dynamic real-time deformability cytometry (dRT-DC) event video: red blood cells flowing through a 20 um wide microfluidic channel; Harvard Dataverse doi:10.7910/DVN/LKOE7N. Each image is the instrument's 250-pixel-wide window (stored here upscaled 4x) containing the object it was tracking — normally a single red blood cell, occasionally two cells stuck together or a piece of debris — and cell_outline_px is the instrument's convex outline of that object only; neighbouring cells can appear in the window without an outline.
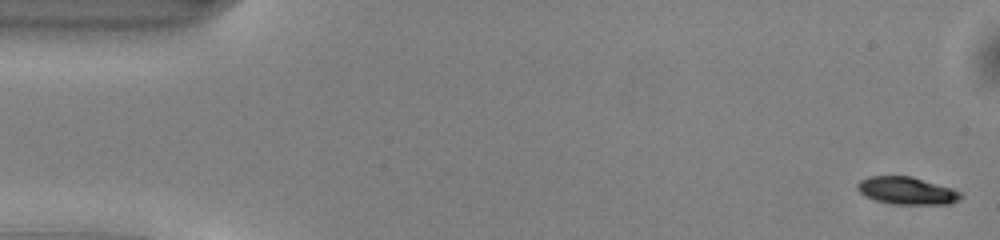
{"species": "common noctule bat (a hibernating species)", "species_latin": "Nyctalus noctula", "temperature_condition": "warm", "stored_images_in_passage": 49, "camera_frame_rate_fps": 3000, "um_per_image_px": 0.085, "animal": {"sex": "male", "body_mass_g": 13.0, "forearm_length_mm": 53.1}, "frame": {"image": 1, "passage_image": 1, "time_ms": 0.0, "image_size_px": [1000, 240], "cell_outline_px": [[960, 200], [948, 204], [892, 204], [876, 200], [864, 196], [856, 188], [856, 184], [860, 180], [868, 176], [912, 176], [952, 188], [960, 192]], "centroid_in_image_um": [77.04, 16.2], "position_along_channel_um": 8.0, "area_um2": 16.59}}
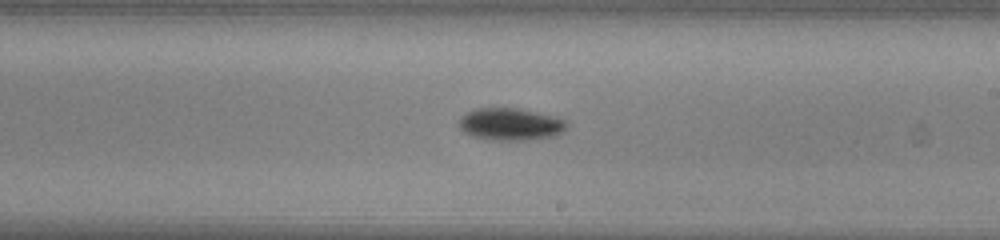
{"frame": {"image": 2, "passage_image": 28, "time_ms": 9.0, "image_size_px": [1000, 240], "cell_outline_px": [[568, 124], [556, 136], [524, 140], [488, 140], [472, 136], [464, 132], [460, 128], [460, 116], [476, 108], [516, 108], [552, 116], [564, 120]], "centroid_in_image_um": [43.34, 10.57], "position_along_channel_um": 245.7, "area_um2": 20.0}}
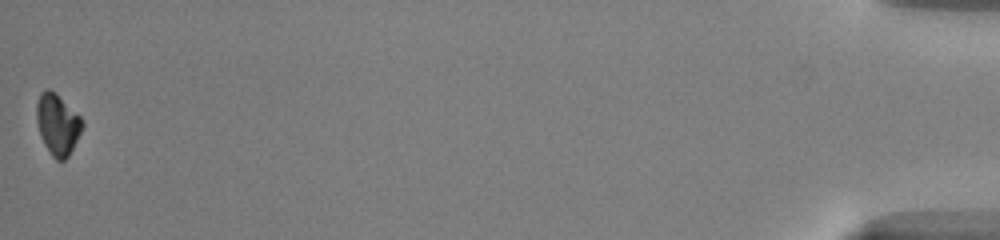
{"frame": {"image": 3, "passage_image": 49, "time_ms": 16.0, "image_size_px": [1000, 240], "cell_outline_px": [[84, 124], [68, 156], [64, 160], [56, 160], [52, 156], [44, 144], [40, 136], [36, 120], [36, 104], [40, 92], [48, 88], [56, 92], [84, 120]], "centroid_in_image_um": [4.87, 10.53], "position_along_channel_um": 430.3, "area_um2": 16.3}, "authors_computed_cell_mechanics": {"area_um2": 17.8024, "velocity_mm_per_s": 4.138, "shape_relaxation_time_tau1_ms": 1.4917, "shape_relaxation_time_tau2_ms": null, "deformation_change_tau1": 0.0792, "deformation_change_tau2": null}}